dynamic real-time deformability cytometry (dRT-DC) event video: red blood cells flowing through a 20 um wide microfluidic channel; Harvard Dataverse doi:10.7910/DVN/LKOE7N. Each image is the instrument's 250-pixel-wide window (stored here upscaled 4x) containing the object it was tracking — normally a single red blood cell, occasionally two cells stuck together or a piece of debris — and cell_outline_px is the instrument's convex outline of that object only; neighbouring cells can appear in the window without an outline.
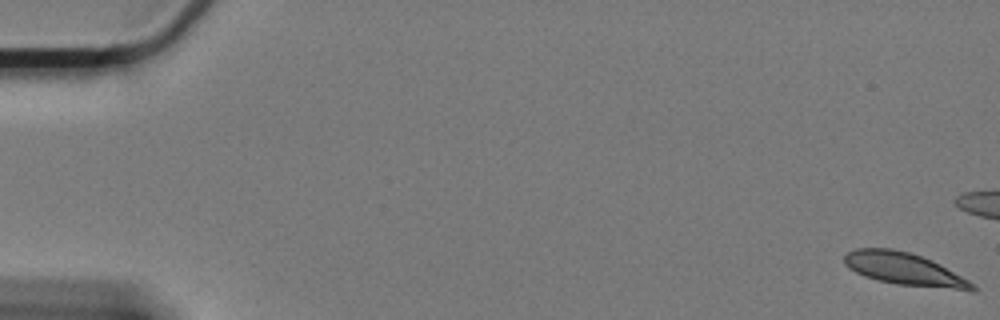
{"species": "Egyptian fruit bat (a non-hibernating species)", "species_latin": "Rousettus aegyptiacus", "temperature_condition": "cold", "stored_images_in_passage": 63, "camera_frame_rate_fps": 3000, "um_per_image_px": 0.085, "animal": {"sex": "female"}, "frame": {"image": 1, "passage_image": 1, "time_ms": 0.0, "image_size_px": [1000, 320], "cell_outline_px": [[976, 288], [972, 292], [896, 284], [864, 276], [848, 268], [844, 264], [844, 256], [848, 252], [856, 248], [892, 248], [908, 252], [932, 260], [940, 264], [968, 280]], "centroid_in_image_um": [76.88, 22.88], "position_along_channel_um": 8.1, "area_um2": 24.22}}
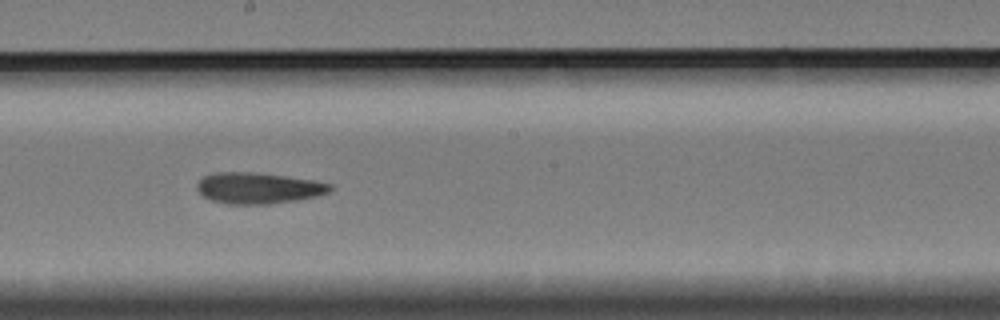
{"frame": {"image": 2, "passage_image": 35, "time_ms": 11.333, "image_size_px": [1000, 320], "cell_outline_px": [[332, 188], [328, 192], [316, 196], [296, 200], [268, 204], [228, 204], [212, 200], [204, 196], [196, 188], [196, 184], [204, 176], [216, 172], [252, 172], [284, 176], [312, 180], [332, 184]], "centroid_in_image_um": [21.94, 15.98], "position_along_channel_um": 226.3, "area_um2": 23.87}}
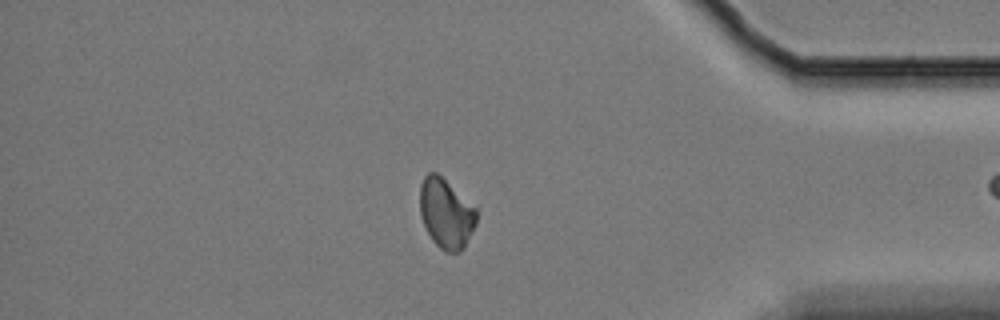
{"frame": {"image": 3, "passage_image": 53, "time_ms": 17.333, "image_size_px": [1000, 320], "cell_outline_px": [[476, 224], [464, 248], [460, 252], [448, 252], [440, 248], [432, 240], [424, 224], [420, 212], [420, 184], [424, 176], [428, 172], [436, 172], [476, 208]], "centroid_in_image_um": [37.91, 18.15], "position_along_channel_um": 397.3, "area_um2": 22.72}, "authors_computed_cell_mechanics": {"area_um2": 23.7558, "velocity_mm_per_s": 3.2931, "shape_relaxation_time_tau1_ms": null, "shape_relaxation_time_tau2_ms": 10.5934, "deformation_change_tau1": null, "deformation_change_tau2": 0.1537}}